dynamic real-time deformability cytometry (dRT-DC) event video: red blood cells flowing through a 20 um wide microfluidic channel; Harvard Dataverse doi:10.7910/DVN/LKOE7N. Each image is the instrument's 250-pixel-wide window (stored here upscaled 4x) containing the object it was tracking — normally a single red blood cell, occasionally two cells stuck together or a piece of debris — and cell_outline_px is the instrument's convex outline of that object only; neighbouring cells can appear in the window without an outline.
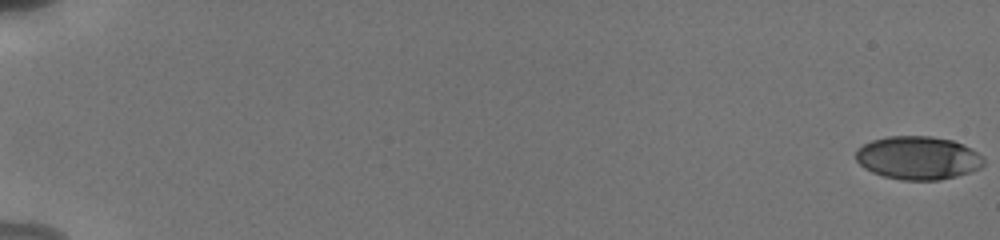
{"species": "human", "species_latin": "Homo sapiens", "temperature_condition": "cold", "stored_images_in_passage": 35, "camera_frame_rate_fps": 3000, "um_per_image_px": 0.085, "donor": {"sex": "male"}, "frame": {"image": 1, "passage_image": 1, "time_ms": 0.0, "image_size_px": [1000, 240], "cell_outline_px": [[984, 164], [980, 168], [956, 176], [940, 180], [900, 180], [884, 176], [872, 172], [864, 168], [856, 160], [856, 148], [872, 140], [888, 136], [932, 136], [952, 140], [972, 148], [984, 156]], "centroid_in_image_um": [78.04, 13.41], "position_along_channel_um": 7.0, "area_um2": 32.43}}
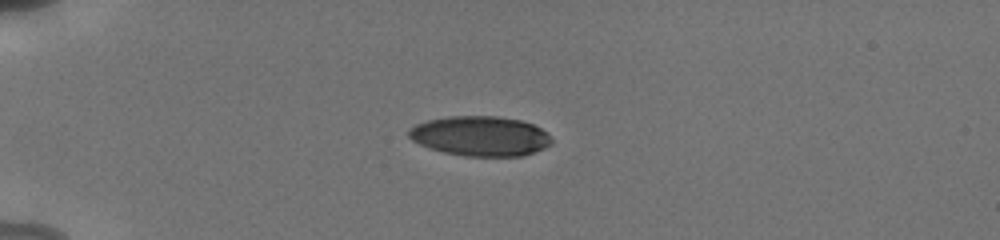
{"frame": {"image": 2, "passage_image": 25, "time_ms": 5.333, "image_size_px": [1000, 240], "cell_outline_px": [[552, 144], [544, 148], [524, 156], [464, 156], [444, 152], [420, 144], [412, 140], [408, 136], [408, 128], [416, 124], [428, 120], [448, 116], [496, 116], [520, 120], [532, 124], [540, 128], [552, 140]], "centroid_in_image_um": [40.81, 11.56], "position_along_channel_um": 44.2, "area_um2": 33.06}}
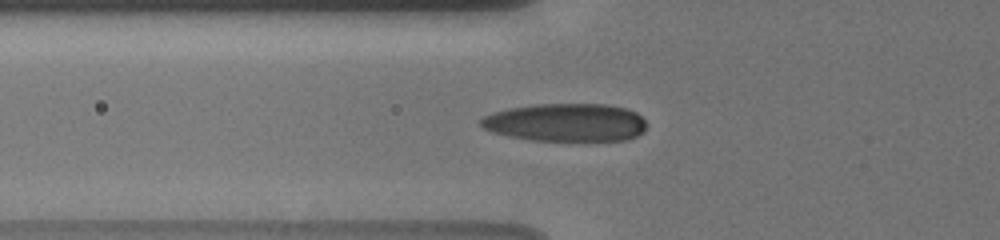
{"frame": {"image": 3, "passage_image": 34, "time_ms": 7.333, "image_size_px": [1000, 240], "cell_outline_px": [[644, 132], [628, 140], [532, 140], [508, 136], [492, 132], [480, 128], [476, 124], [476, 120], [480, 116], [492, 112], [508, 108], [532, 104], [608, 104], [628, 108], [636, 112], [644, 120]], "centroid_in_image_um": [48.0, 10.4], "position_along_channel_um": 77.8, "area_um2": 37.28}}